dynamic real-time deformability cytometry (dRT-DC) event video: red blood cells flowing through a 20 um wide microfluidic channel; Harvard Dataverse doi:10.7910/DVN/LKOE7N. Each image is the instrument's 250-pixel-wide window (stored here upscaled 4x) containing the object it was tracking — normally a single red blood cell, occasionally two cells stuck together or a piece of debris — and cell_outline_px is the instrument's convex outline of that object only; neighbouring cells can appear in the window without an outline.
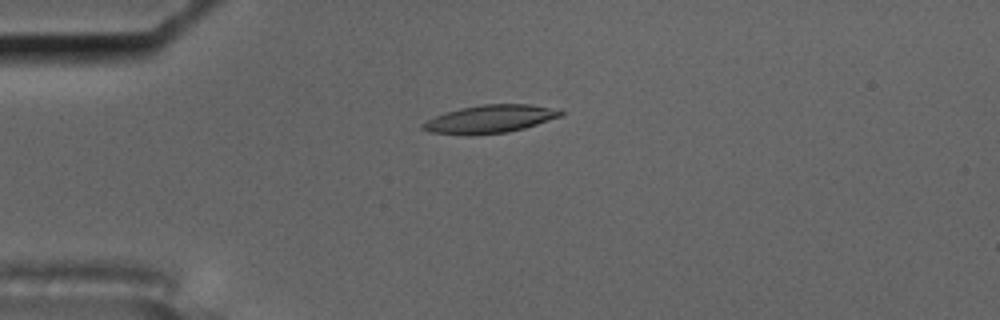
{"species": "common noctule bat (a hibernating species)", "species_latin": "Nyctalus noctula", "temperature_condition": "cold", "stored_images_in_passage": 58, "camera_frame_rate_fps": 3000, "um_per_image_px": 0.085, "animal": {"sex": "male", "body_mass_g": 17.5, "forearm_length_mm": 52.3}, "frame": {"image": 1, "passage_image": 15, "time_ms": 4.667, "image_size_px": [1000, 320], "cell_outline_px": [[564, 112], [560, 116], [524, 128], [508, 132], [472, 136], [464, 136], [428, 132], [420, 128], [420, 124], [444, 112], [460, 108], [480, 104], [528, 104], [560, 108]], "centroid_in_image_um": [41.61, 10.13], "position_along_channel_um": 43.4, "area_um2": 22.89}}
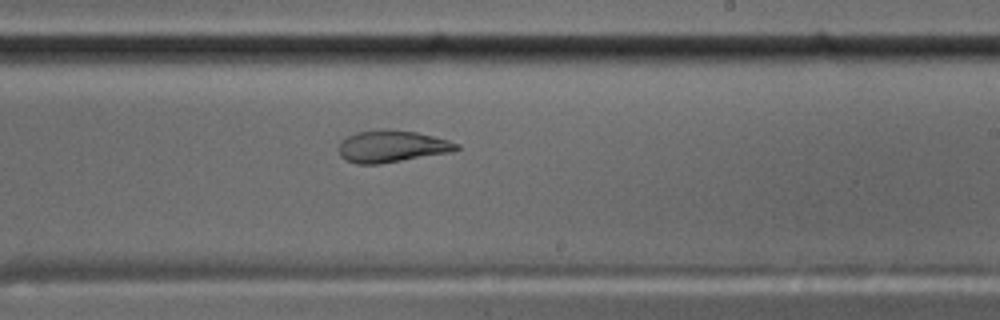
{"frame": {"image": 2, "passage_image": 35, "time_ms": 11.333, "image_size_px": [1000, 320], "cell_outline_px": [[460, 148], [452, 152], [380, 164], [356, 164], [344, 160], [340, 156], [336, 148], [340, 140], [356, 132], [380, 128], [392, 128], [416, 132], [448, 140], [460, 144]], "centroid_in_image_um": [33.25, 12.43], "position_along_channel_um": 255.8, "area_um2": 22.48}}
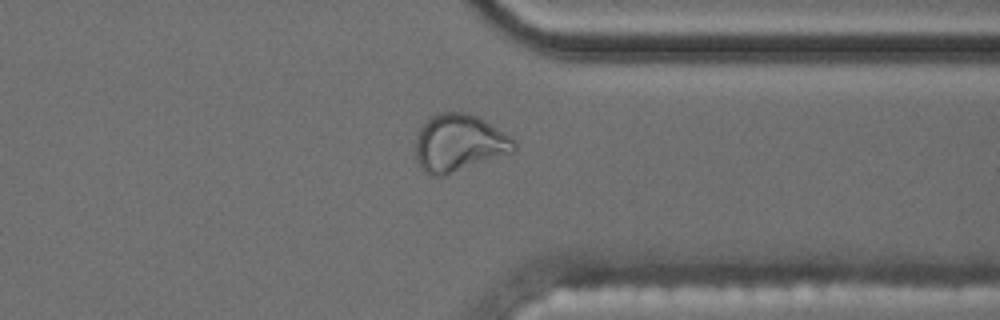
{"frame": {"image": 3, "passage_image": 45, "time_ms": 14.667, "image_size_px": [1000, 320], "cell_outline_px": [[516, 148], [512, 152], [444, 176], [432, 176], [424, 172], [420, 168], [416, 160], [416, 136], [420, 128], [428, 116], [440, 112], [464, 112], [476, 116], [484, 120], [516, 140]], "centroid_in_image_um": [38.97, 12.16], "position_along_channel_um": 372.4, "area_um2": 32.95}, "authors_computed_cell_mechanics": {"area_um2": 22.2819, "velocity_mm_per_s": 3.5353, "shape_relaxation_time_tau1_ms": null, "shape_relaxation_time_tau2_ms": 1.9546, "deformation_change_tau1": null, "deformation_change_tau2": 0.089}}